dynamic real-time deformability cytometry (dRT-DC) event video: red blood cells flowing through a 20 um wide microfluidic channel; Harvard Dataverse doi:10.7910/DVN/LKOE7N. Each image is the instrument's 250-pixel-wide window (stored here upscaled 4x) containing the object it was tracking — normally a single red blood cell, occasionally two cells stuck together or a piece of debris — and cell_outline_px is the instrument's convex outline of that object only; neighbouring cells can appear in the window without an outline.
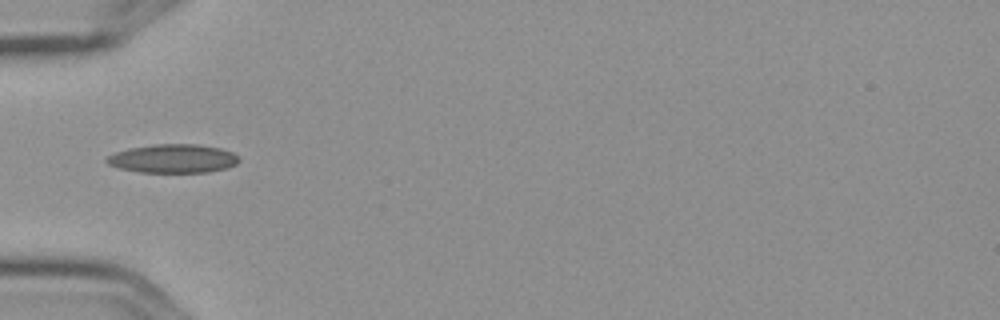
{"species": "Egyptian fruit bat (a non-hibernating species)", "species_latin": "Rousettus aegyptiacus", "temperature_condition": "cold", "stored_images_in_passage": 11, "camera_frame_rate_fps": 3000, "um_per_image_px": 0.085, "frame": {"image": 1, "passage_image": 1, "time_ms": 0.0, "image_size_px": [1000, 320], "cell_outline_px": [[240, 160], [236, 164], [228, 168], [208, 172], [140, 172], [120, 168], [108, 164], [104, 160], [108, 156], [116, 152], [128, 148], [156, 144], [196, 144], [220, 148], [232, 152], [240, 156]], "centroid_in_image_um": [14.74, 13.48], "position_along_channel_um": 70.3, "area_um2": 22.14}}
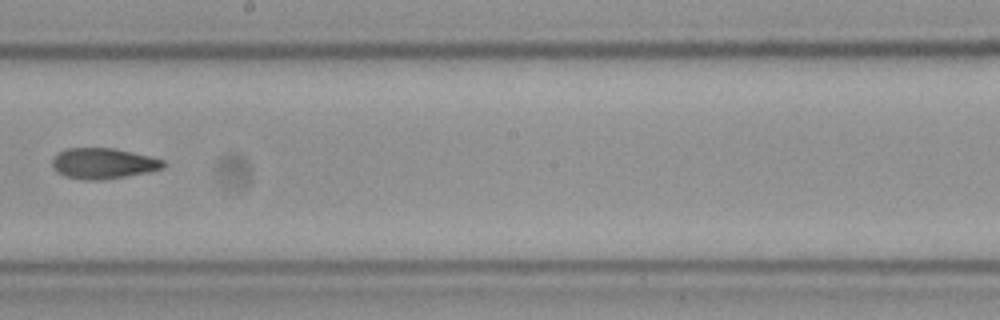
{"frame": {"image": 2, "passage_image": 5, "time_ms": 1.333, "image_size_px": [1000, 320], "cell_outline_px": [[164, 168], [148, 172], [128, 176], [100, 180], [84, 180], [64, 176], [56, 172], [52, 168], [52, 160], [60, 152], [68, 148], [112, 148], [148, 156], [164, 160]], "centroid_in_image_um": [8.75, 13.91], "position_along_channel_um": 239.4, "area_um2": 19.77}}
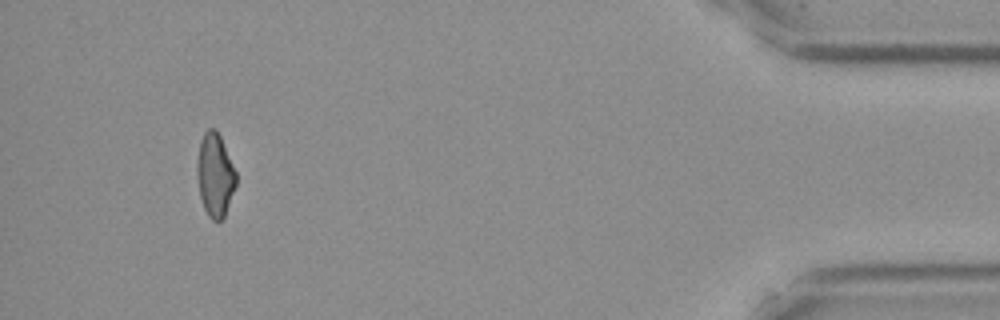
{"frame": {"image": 3, "passage_image": 10, "time_ms": 3.0, "image_size_px": [1000, 320], "cell_outline_px": [[236, 188], [224, 216], [220, 220], [212, 220], [208, 216], [204, 208], [200, 196], [196, 176], [196, 164], [200, 140], [204, 132], [208, 128], [216, 128], [220, 136], [236, 172]], "centroid_in_image_um": [18.26, 14.86], "position_along_channel_um": 416.9, "area_um2": 19.07}}